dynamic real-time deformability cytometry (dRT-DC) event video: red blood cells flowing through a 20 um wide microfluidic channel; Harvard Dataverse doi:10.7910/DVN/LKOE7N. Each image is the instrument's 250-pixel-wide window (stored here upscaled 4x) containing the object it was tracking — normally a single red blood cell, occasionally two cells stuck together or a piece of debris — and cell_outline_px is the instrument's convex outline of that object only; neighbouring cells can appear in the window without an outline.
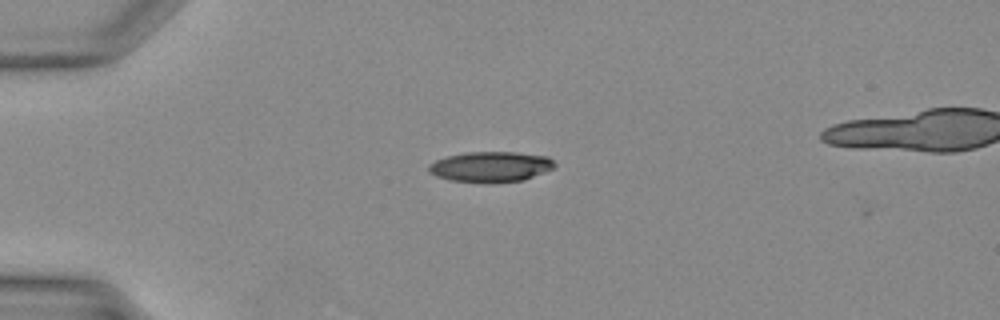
{"species": "Egyptian fruit bat (a non-hibernating species)", "species_latin": "Rousettus aegyptiacus", "temperature_condition": "warm", "stored_images_in_passage": 2, "camera_frame_rate_fps": 3000, "um_per_image_px": 0.085, "animal": {"sex": "female"}, "frame": {"image": 1, "passage_image": 1, "time_ms": 0.0, "image_size_px": [1000, 320], "cell_outline_px": [[556, 164], [552, 168], [544, 172], [524, 180], [492, 184], [484, 184], [452, 180], [436, 176], [428, 172], [428, 164], [436, 160], [448, 156], [464, 152], [516, 152], [548, 156]], "centroid_in_image_um": [41.69, 14.19], "position_along_channel_um": 43.3, "area_um2": 22.66}}